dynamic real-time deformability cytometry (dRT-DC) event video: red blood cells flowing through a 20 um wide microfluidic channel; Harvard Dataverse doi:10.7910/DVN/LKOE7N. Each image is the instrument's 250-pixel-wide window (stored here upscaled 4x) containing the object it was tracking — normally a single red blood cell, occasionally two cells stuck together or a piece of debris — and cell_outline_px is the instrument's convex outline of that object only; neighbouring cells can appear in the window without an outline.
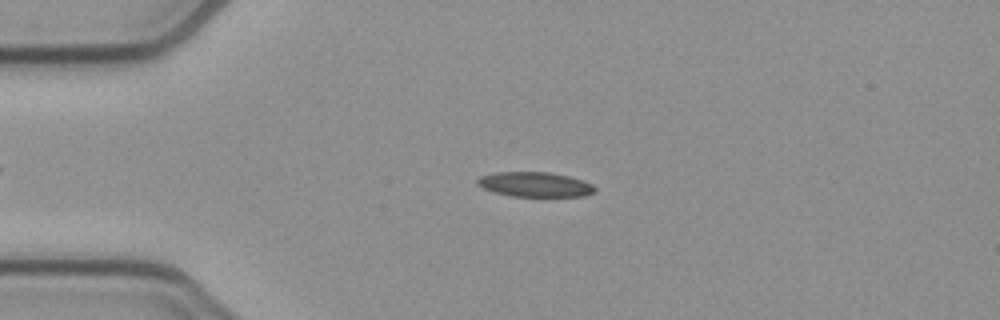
{"species": "common noctule bat (a hibernating species)", "species_latin": "Nyctalus noctula", "temperature_condition": "cold", "stored_images_in_passage": 52, "camera_frame_rate_fps": 3000, "um_per_image_px": 0.085, "animal": {"sex": "female", "body_mass_g": 21.9}, "frame": {"image": 1, "passage_image": 12, "time_ms": 3.667, "image_size_px": [1000, 320], "cell_outline_px": [[596, 192], [584, 196], [512, 196], [496, 192], [484, 188], [476, 184], [476, 180], [480, 176], [496, 172], [548, 172], [568, 176], [584, 180], [592, 184], [596, 188]], "centroid_in_image_um": [45.5, 15.67], "position_along_channel_um": 39.5, "area_um2": 16.94}}
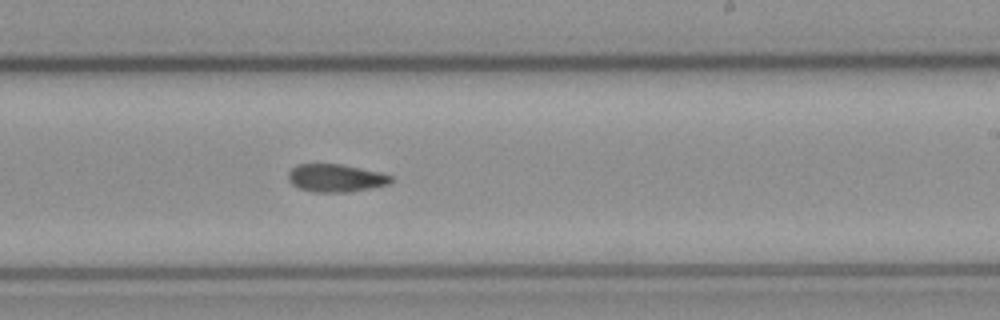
{"frame": {"image": 2, "passage_image": 31, "time_ms": 10.0, "image_size_px": [1000, 320], "cell_outline_px": [[392, 184], [372, 188], [348, 192], [312, 192], [300, 188], [292, 184], [288, 180], [288, 172], [296, 164], [340, 164], [380, 172], [392, 176]], "centroid_in_image_um": [28.55, 15.14], "position_along_channel_um": 260.5, "area_um2": 16.76}}
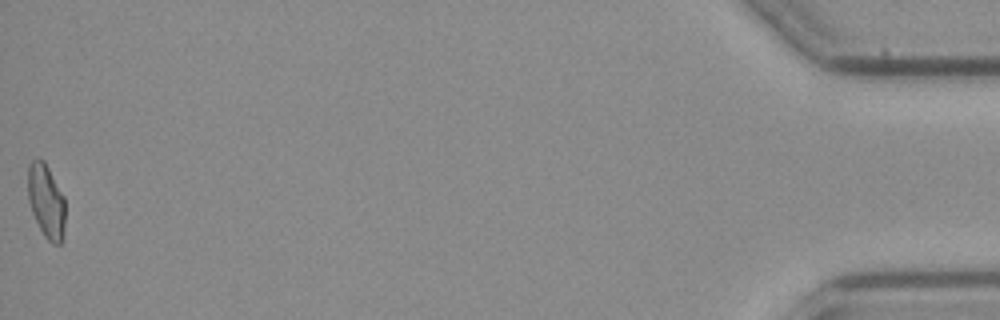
{"frame": {"image": 3, "passage_image": 52, "time_ms": 17.0, "image_size_px": [1000, 320], "cell_outline_px": [[64, 240], [60, 244], [52, 244], [44, 236], [32, 212], [28, 200], [28, 164], [36, 156], [44, 160], [64, 196]], "centroid_in_image_um": [3.92, 17.08], "position_along_channel_um": 431.3, "area_um2": 16.24}, "authors_computed_cell_mechanics": {"area_um2": 16.7909, "velocity_mm_per_s": 3.9305, "shape_relaxation_time_tau1_ms": null, "shape_relaxation_time_tau2_ms": 9.9625, "deformation_change_tau1": null, "deformation_change_tau2": 0.19}}